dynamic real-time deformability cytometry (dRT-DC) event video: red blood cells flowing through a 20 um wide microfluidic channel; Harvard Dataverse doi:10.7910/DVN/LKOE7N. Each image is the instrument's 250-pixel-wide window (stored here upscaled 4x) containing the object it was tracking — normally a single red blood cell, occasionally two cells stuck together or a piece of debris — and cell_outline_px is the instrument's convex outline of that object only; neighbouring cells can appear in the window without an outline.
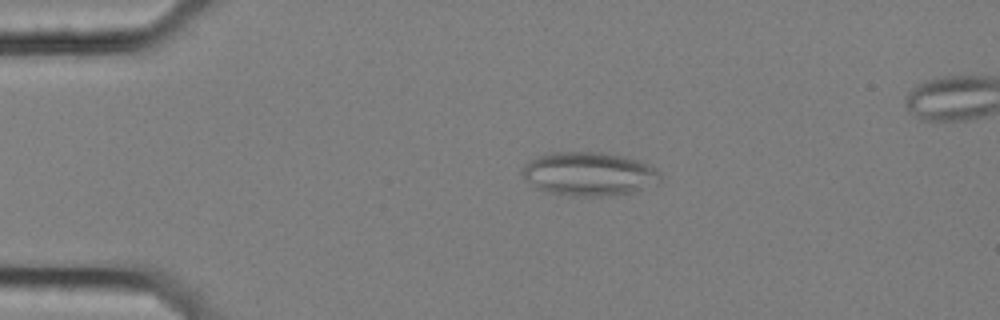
{"species": "common noctule bat (a hibernating species)", "species_latin": "Nyctalus noctula", "temperature_condition": "cold", "stored_images_in_passage": 59, "segment_of_instrument_passage": [1, 2], "camera_frame_rate_fps": 3000, "um_per_image_px": 0.085, "animal": {"sex": "female", "body_mass_g": 25.1}, "frame": {"image": 1, "passage_image": 13, "time_ms": 4.0, "image_size_px": [1000, 320], "cell_outline_px": [[660, 180], [656, 184], [632, 192], [600, 196], [576, 196], [544, 192], [536, 188], [524, 180], [520, 172], [524, 164], [528, 160], [536, 156], [552, 152], [600, 152], [628, 156], [648, 164], [656, 168], [660, 172]], "centroid_in_image_um": [50.01, 14.77], "position_along_channel_um": 35.0, "area_um2": 35.6}}